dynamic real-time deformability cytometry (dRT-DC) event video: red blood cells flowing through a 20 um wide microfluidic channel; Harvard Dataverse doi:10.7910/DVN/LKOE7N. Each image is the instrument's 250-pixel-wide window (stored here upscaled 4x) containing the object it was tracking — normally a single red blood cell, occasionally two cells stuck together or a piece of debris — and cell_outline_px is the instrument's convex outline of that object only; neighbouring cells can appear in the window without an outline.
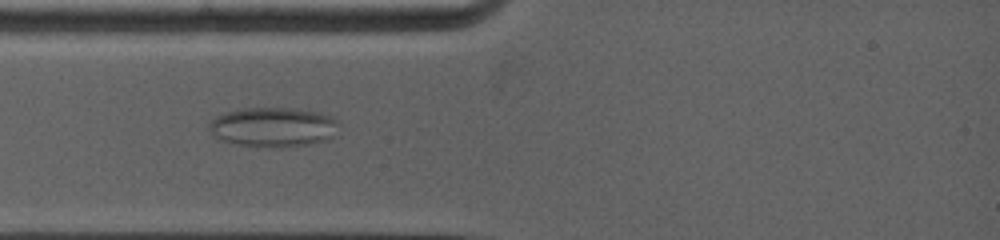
{"species": "common noctule bat (a hibernating species)", "species_latin": "Nyctalus noctula", "temperature_condition": "warm", "stored_images_in_passage": 5, "camera_frame_rate_fps": 5000, "um_per_image_px": 0.085, "animal": {"sex": "female", "body_mass_g": 19.0, "forearm_length_mm": 53.3}, "frame": {"image": 1, "passage_image": 3, "time_ms": 1.8, "image_size_px": [1000, 240], "cell_outline_px": [[340, 124], [332, 136], [328, 140], [308, 144], [280, 148], [236, 144], [220, 140], [212, 136], [208, 128], [208, 124], [216, 116], [240, 108], [296, 108], [320, 112], [332, 116], [340, 120]], "centroid_in_image_um": [23.24, 10.8], "position_along_channel_um": 61.8, "area_um2": 30.35}}
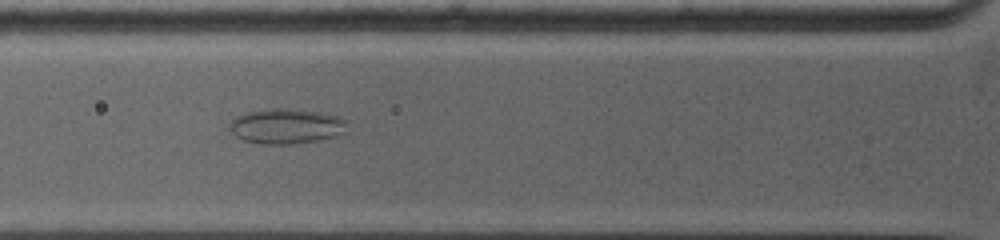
{"frame": {"image": 2, "passage_image": 4, "time_ms": 2.8, "image_size_px": [1000, 240], "cell_outline_px": [[348, 132], [320, 140], [292, 144], [260, 144], [244, 140], [236, 136], [228, 128], [228, 124], [236, 116], [248, 112], [276, 108], [324, 112], [340, 116], [348, 120]], "centroid_in_image_um": [24.4, 10.73], "position_along_channel_um": 101.4, "area_um2": 24.33}}
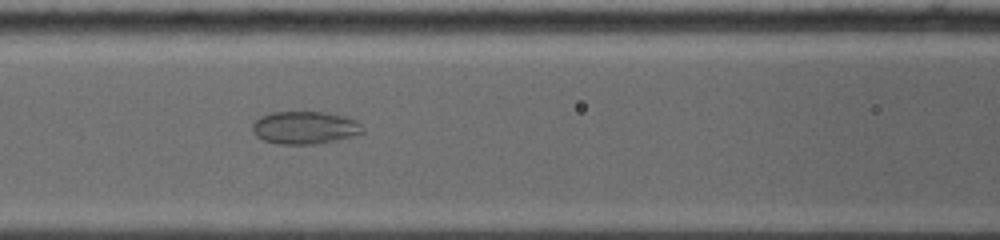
{"frame": {"image": 3, "passage_image": 5, "time_ms": 3.8, "image_size_px": [1000, 240], "cell_outline_px": [[364, 132], [352, 136], [312, 144], [276, 144], [264, 140], [256, 136], [252, 132], [252, 124], [260, 116], [272, 112], [328, 112], [344, 116], [356, 120], [360, 124]], "centroid_in_image_um": [25.87, 10.84], "position_along_channel_um": 140.7, "area_um2": 20.92}}